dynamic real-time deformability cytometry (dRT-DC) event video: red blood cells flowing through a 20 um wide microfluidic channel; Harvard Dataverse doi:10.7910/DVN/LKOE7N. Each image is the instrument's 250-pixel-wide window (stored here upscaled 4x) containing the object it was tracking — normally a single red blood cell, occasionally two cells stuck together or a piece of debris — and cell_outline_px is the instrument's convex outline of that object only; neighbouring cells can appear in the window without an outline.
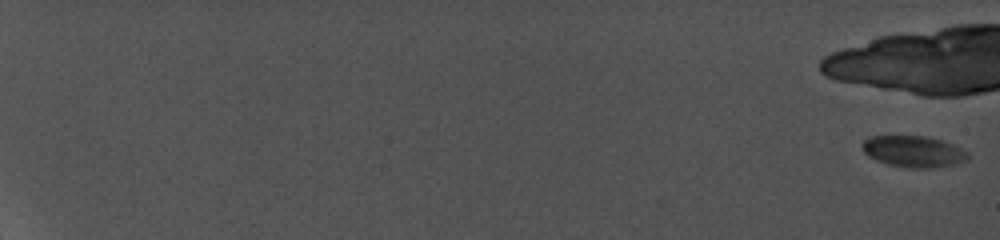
{"species": "common noctule bat (a hibernating species)", "species_latin": "Nyctalus noctula", "temperature_condition": "cold", "stored_images_in_passage": 8, "camera_frame_rate_fps": 5000, "um_per_image_px": 0.085, "animal": {"sex": "female", "body_mass_g": 19.0, "forearm_length_mm": 56.7}, "frame": {"image": 1, "passage_image": 1, "time_ms": 0.0, "image_size_px": [1000, 240], "cell_outline_px": [[968, 160], [952, 164], [932, 168], [912, 168], [888, 164], [876, 160], [868, 156], [864, 152], [864, 140], [872, 136], [924, 136], [940, 140], [952, 144], [968, 152]], "centroid_in_image_um": [77.66, 12.88], "position_along_channel_um": 7.3, "area_um2": 18.96}}